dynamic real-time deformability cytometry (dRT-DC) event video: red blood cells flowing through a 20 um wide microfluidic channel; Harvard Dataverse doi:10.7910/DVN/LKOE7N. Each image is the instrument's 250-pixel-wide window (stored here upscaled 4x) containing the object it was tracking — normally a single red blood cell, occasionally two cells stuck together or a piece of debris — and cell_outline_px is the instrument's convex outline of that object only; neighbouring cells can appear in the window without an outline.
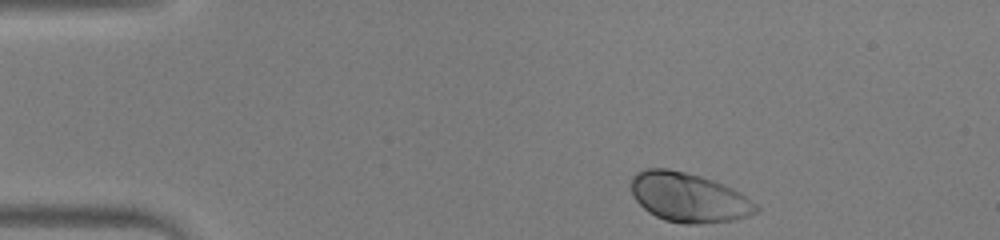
{"species": "human", "species_latin": "Homo sapiens", "temperature_condition": "warm", "stored_images_in_passage": 42, "camera_frame_rate_fps": 3000, "um_per_image_px": 0.085, "donor": {"sex": "male"}, "frame": {"image": 1, "passage_image": 1, "time_ms": 0.0, "image_size_px": [1000, 240], "cell_outline_px": [[760, 208], [756, 212], [748, 216], [736, 220], [696, 224], [684, 224], [664, 220], [648, 212], [636, 200], [632, 192], [632, 176], [636, 172], [644, 168], [668, 168], [700, 176], [712, 180], [732, 188], [740, 192], [756, 204]], "centroid_in_image_um": [58.53, 16.78], "position_along_channel_um": 26.5, "area_um2": 35.89}}
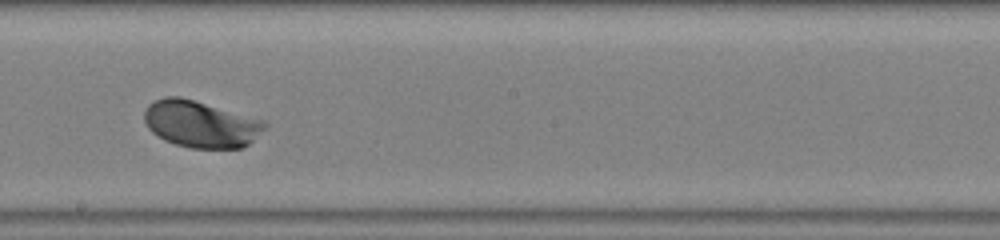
{"frame": {"image": 2, "passage_image": 21, "time_ms": 6.667, "image_size_px": [1000, 240], "cell_outline_px": [[268, 124], [244, 148], [192, 148], [176, 144], [164, 140], [152, 132], [148, 128], [144, 120], [144, 112], [148, 104], [164, 96], [180, 96], [264, 120]], "centroid_in_image_um": [17.03, 10.54], "position_along_channel_um": 231.2, "area_um2": 32.66}}
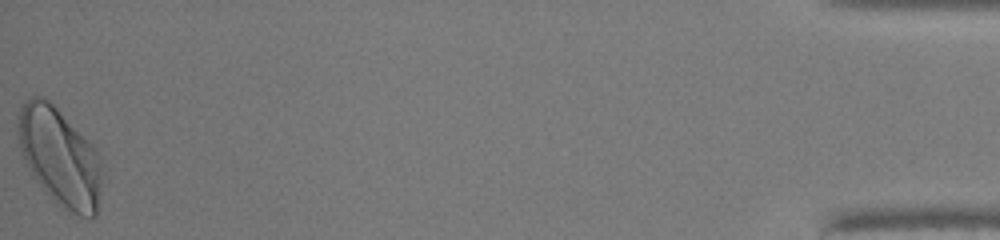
{"frame": {"image": 3, "passage_image": 42, "time_ms": 13.667, "image_size_px": [1000, 240], "cell_outline_px": [[104, 172], [96, 216], [80, 216], [68, 212], [56, 204], [44, 192], [32, 176], [20, 148], [16, 132], [16, 116], [20, 108], [32, 96], [44, 96], [92, 144], [100, 160]], "centroid_in_image_um": [5.07, 13.38], "position_along_channel_um": 430.1, "area_um2": 48.38}, "authors_computed_cell_mechanics": {"area_um2": 32.7437, "velocity_mm_per_s": 4.2236, "shape_relaxation_time_tau1_ms": 1.334, "shape_relaxation_time_tau2_ms": null, "deformation_change_tau1": 0.1144, "deformation_change_tau2": null}}